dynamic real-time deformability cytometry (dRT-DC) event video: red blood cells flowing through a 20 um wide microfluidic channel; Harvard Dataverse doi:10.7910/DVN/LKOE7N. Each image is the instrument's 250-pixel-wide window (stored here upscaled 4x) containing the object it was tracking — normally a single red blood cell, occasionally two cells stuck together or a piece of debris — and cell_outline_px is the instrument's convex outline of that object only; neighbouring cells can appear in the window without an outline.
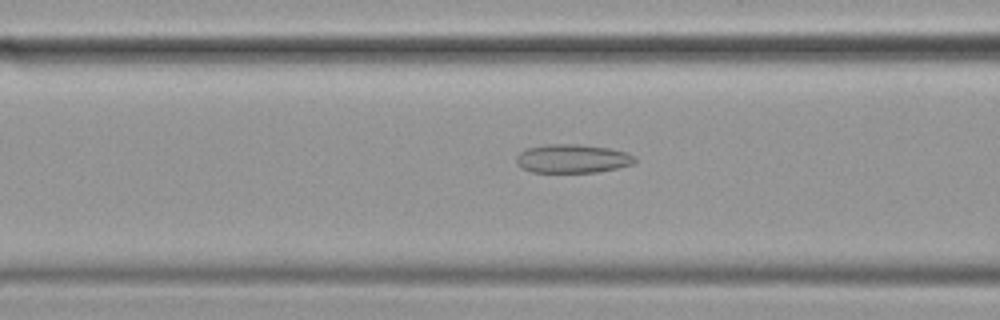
{"species": "common noctule bat (a hibernating species)", "species_latin": "Nyctalus noctula", "temperature_condition": "cold", "stored_images_in_passage": 26, "camera_frame_rate_fps": 3000, "um_per_image_px": 0.085, "animal": {"sex": "female", "body_mass_g": 19.9}, "frame": {"image": 1, "passage_image": 10, "time_ms": 3.0, "image_size_px": [1000, 320], "cell_outline_px": [[636, 160], [632, 164], [616, 168], [596, 172], [532, 172], [520, 168], [516, 164], [516, 156], [520, 152], [528, 148], [544, 144], [580, 144], [608, 148], [628, 152], [636, 156]], "centroid_in_image_um": [48.64, 13.48], "position_along_channel_um": 118.0, "area_um2": 19.94}}
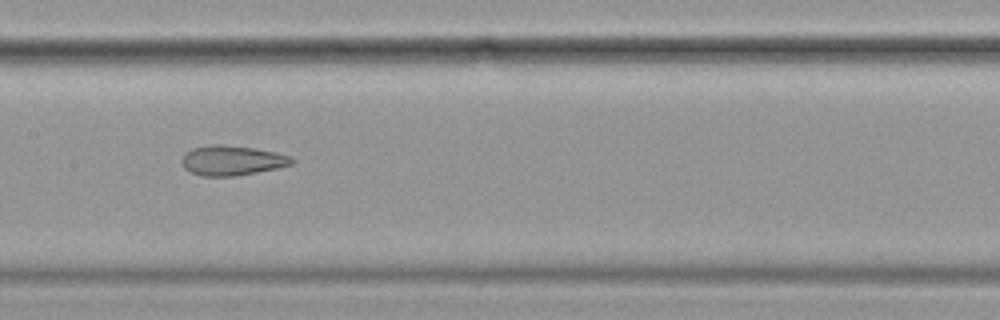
{"frame": {"image": 2, "passage_image": 16, "time_ms": 5.0, "image_size_px": [1000, 320], "cell_outline_px": [[296, 160], [292, 164], [276, 168], [236, 176], [204, 176], [192, 172], [184, 168], [180, 160], [192, 148], [212, 144], [224, 144], [256, 148], [276, 152], [288, 156]], "centroid_in_image_um": [19.72, 13.63], "position_along_channel_um": 187.7, "area_um2": 19.07}}
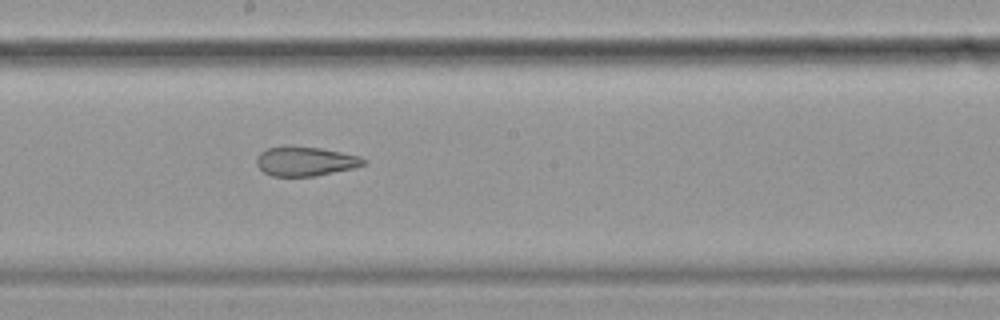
{"frame": {"image": 3, "passage_image": 19, "time_ms": 6.0, "image_size_px": [1000, 320], "cell_outline_px": [[368, 164], [356, 168], [316, 176], [272, 176], [264, 172], [256, 164], [256, 160], [260, 152], [268, 148], [288, 144], [320, 148], [360, 156], [368, 160]], "centroid_in_image_um": [25.99, 13.7], "position_along_channel_um": 222.2, "area_um2": 18.73}}